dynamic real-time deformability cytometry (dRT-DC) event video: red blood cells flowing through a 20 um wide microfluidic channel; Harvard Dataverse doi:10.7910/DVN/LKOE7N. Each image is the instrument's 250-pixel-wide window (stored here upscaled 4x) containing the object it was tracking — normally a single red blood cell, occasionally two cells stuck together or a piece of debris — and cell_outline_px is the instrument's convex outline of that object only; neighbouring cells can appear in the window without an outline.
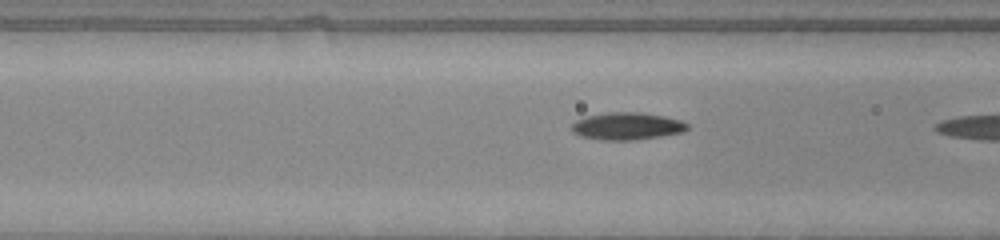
{"species": "common noctule bat (a hibernating species)", "species_latin": "Nyctalus noctula", "temperature_condition": "warm", "stored_images_in_passage": 17, "camera_frame_rate_fps": 3000, "um_per_image_px": 0.085, "animal": {"sex": "male", "body_mass_g": 20.0, "forearm_length_mm": 53.3}, "frame": {"image": 1, "passage_image": 16, "time_ms": 5.0, "image_size_px": [1000, 240], "cell_outline_px": [[688, 128], [684, 132], [636, 140], [600, 140], [580, 136], [572, 132], [572, 124], [576, 120], [588, 116], [608, 112], [640, 112], [664, 116], [680, 120], [688, 124]], "centroid_in_image_um": [53.29, 10.73], "position_along_channel_um": 113.3, "area_um2": 18.44}}